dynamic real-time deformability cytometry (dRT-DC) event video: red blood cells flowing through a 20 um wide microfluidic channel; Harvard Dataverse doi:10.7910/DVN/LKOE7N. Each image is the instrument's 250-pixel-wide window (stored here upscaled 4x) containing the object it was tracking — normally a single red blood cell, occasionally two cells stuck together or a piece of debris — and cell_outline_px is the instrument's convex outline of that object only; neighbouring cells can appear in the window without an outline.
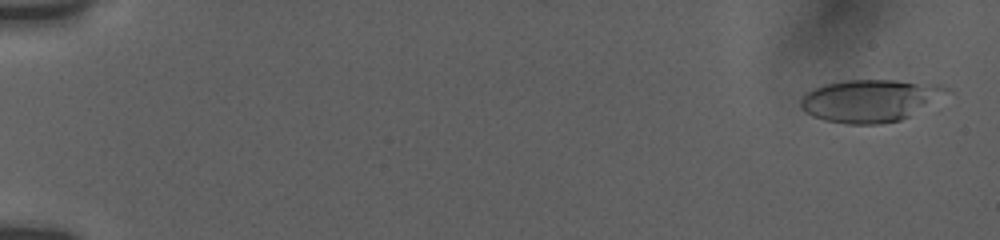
{"species": "human", "species_latin": "Homo sapiens", "temperature_condition": "room temperature", "stored_images_in_passage": 56, "camera_frame_rate_fps": 3000, "um_per_image_px": 0.085, "donor": {"sex": "female"}, "frame": {"image": 1, "passage_image": 3, "time_ms": 0.667, "image_size_px": [1000, 240], "cell_outline_px": [[924, 100], [908, 116], [900, 120], [876, 124], [852, 124], [828, 120], [816, 116], [808, 112], [800, 104], [804, 96], [808, 92], [816, 88], [828, 84], [852, 80], [892, 80], [912, 84], [916, 88]], "centroid_in_image_um": [73.36, 8.62], "position_along_channel_um": 11.6, "area_um2": 30.81}}
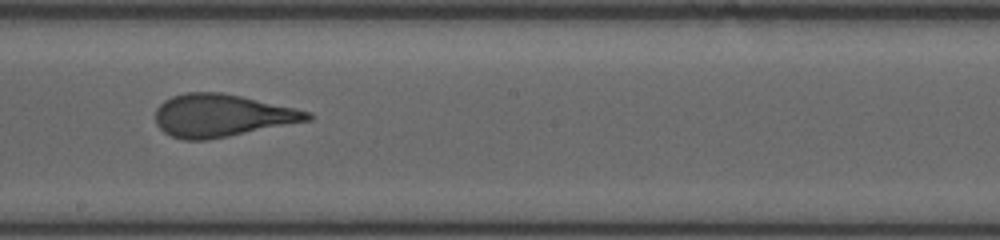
{"frame": {"image": 2, "passage_image": 34, "time_ms": 11.0, "image_size_px": [1000, 240], "cell_outline_px": [[312, 120], [204, 140], [184, 140], [172, 136], [164, 132], [156, 124], [156, 108], [164, 100], [172, 96], [188, 92], [220, 92], [240, 96], [312, 112]], "centroid_in_image_um": [18.82, 9.81], "position_along_channel_um": 229.4, "area_um2": 37.28}}
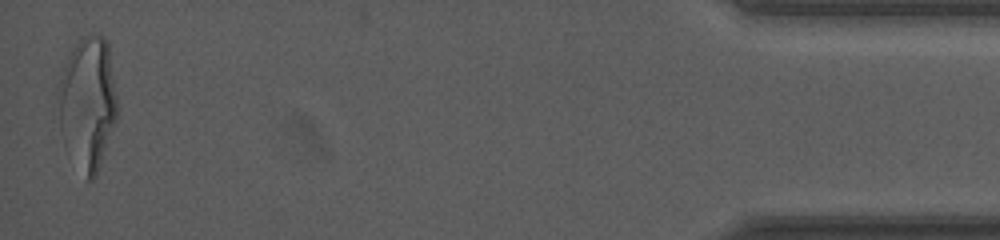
{"frame": {"image": 3, "passage_image": 56, "time_ms": 18.333, "image_size_px": [1000, 240], "cell_outline_px": [[116, 120], [96, 172], [92, 180], [88, 180], [60, 128], [56, 96], [56, 92], [68, 56], [80, 40], [84, 36], [104, 36], [108, 44], [116, 96]], "centroid_in_image_um": [7.45, 8.65], "position_along_channel_um": 427.7, "area_um2": 43.7}, "authors_computed_cell_mechanics": {"area_um2": 36.9342, "velocity_mm_per_s": 3.7702, "shape_relaxation_time_tau1_ms": 5.6774, "shape_relaxation_time_tau2_ms": 0.882, "deformation_change_tau1": 0.2257, "deformation_change_tau2": 0.102}}